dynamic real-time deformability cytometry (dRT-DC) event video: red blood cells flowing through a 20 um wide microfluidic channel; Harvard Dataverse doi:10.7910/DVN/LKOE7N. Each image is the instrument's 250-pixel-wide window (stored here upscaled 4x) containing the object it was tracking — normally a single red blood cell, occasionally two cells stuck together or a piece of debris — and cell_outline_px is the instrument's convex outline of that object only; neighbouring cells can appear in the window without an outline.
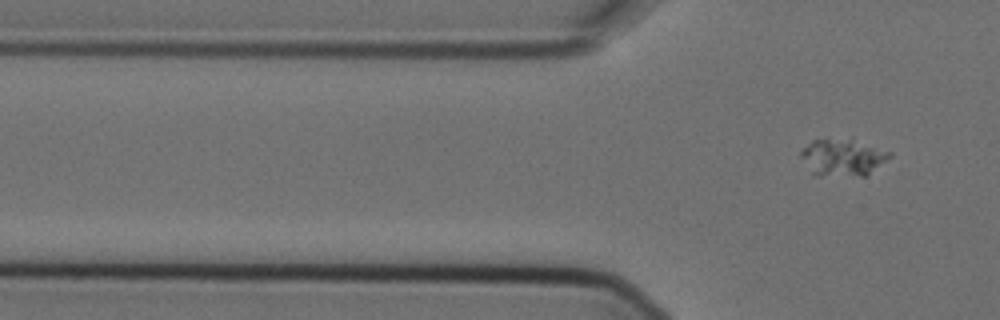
{"species": "Egyptian fruit bat (a non-hibernating species)", "species_latin": "Rousettus aegyptiacus", "temperature_condition": "cold", "stored_images_in_passage": 3, "camera_frame_rate_fps": 3000, "um_per_image_px": 0.085, "animal": {"sex": "female"}, "frame": {"image": 1, "passage_image": 3, "time_ms": 0.667, "image_size_px": [1000, 320], "cell_outline_px": [[892, 156], [864, 176], [812, 176], [800, 156], [800, 152], [812, 140], [852, 136], [892, 152]], "centroid_in_image_um": [71.63, 13.34], "position_along_channel_um": 54.2, "area_um2": 19.94}}